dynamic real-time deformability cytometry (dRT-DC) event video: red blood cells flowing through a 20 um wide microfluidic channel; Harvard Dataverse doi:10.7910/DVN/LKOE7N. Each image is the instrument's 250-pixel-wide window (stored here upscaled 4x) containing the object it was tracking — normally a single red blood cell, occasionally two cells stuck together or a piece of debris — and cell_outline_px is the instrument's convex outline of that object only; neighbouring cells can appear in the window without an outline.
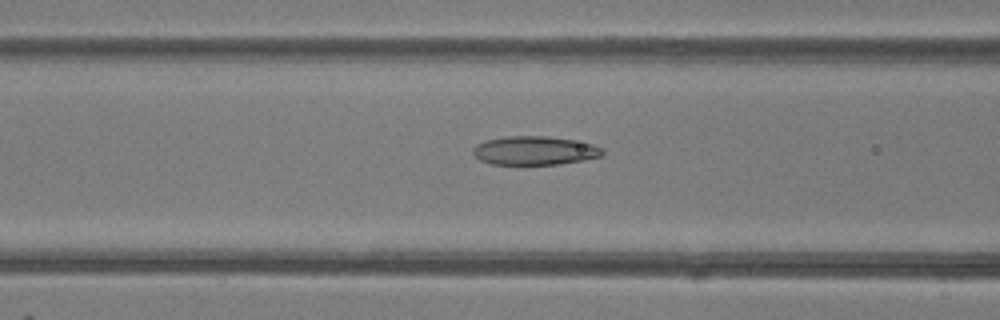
{"species": "common noctule bat (a hibernating species)", "species_latin": "Nyctalus noctula", "temperature_condition": "room temperature", "stored_images_in_passage": 49, "camera_frame_rate_fps": 3000, "um_per_image_px": 0.085, "animal": {"sex": "female"}, "frame": {"image": 1, "passage_image": 20, "time_ms": 6.333, "image_size_px": [1000, 320], "cell_outline_px": [[604, 156], [584, 160], [560, 164], [492, 164], [480, 160], [472, 152], [472, 148], [476, 144], [484, 140], [504, 136], [548, 136], [572, 140], [592, 144], [600, 148], [604, 152]], "centroid_in_image_um": [45.42, 12.79], "position_along_channel_um": 121.2, "area_um2": 21.73}}
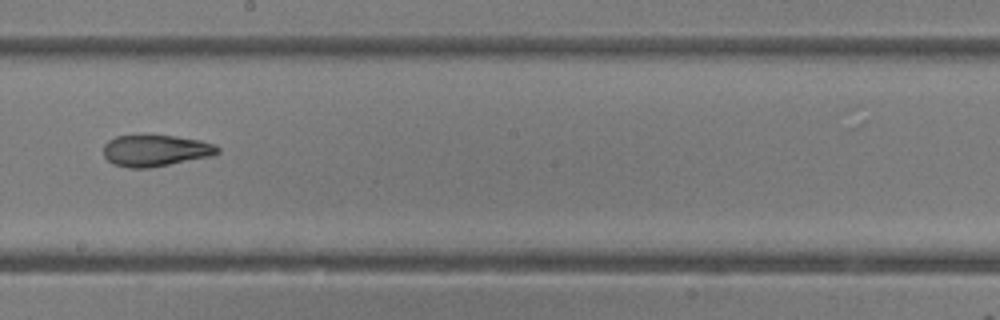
{"frame": {"image": 2, "passage_image": 28, "time_ms": 9.0, "image_size_px": [1000, 320], "cell_outline_px": [[220, 152], [212, 156], [148, 168], [128, 168], [112, 164], [104, 156], [104, 144], [108, 140], [116, 136], [176, 136], [200, 140], [212, 144], [220, 148]], "centroid_in_image_um": [13.21, 12.81], "position_along_channel_um": 235.0, "area_um2": 20.81}}
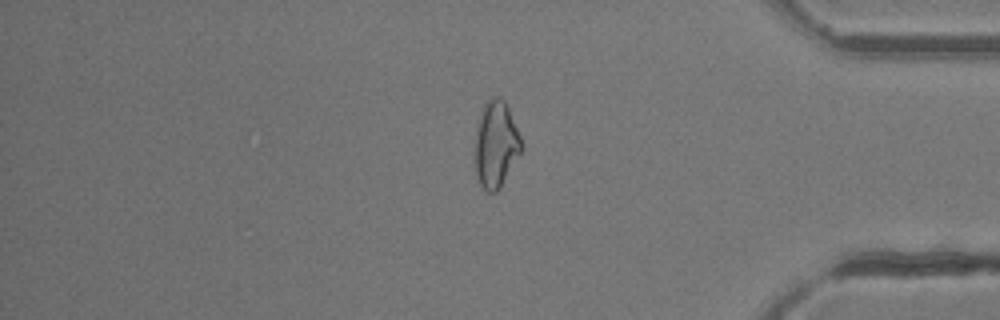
{"frame": {"image": 3, "passage_image": 41, "time_ms": 13.333, "image_size_px": [1000, 320], "cell_outline_px": [[524, 148], [500, 188], [496, 192], [488, 192], [480, 184], [476, 176], [476, 136], [480, 112], [484, 104], [492, 96], [500, 96], [504, 100], [508, 108], [520, 136]], "centroid_in_image_um": [42.17, 12.27], "position_along_channel_um": 393.0, "area_um2": 23.24}, "authors_computed_cell_mechanics": {"area_um2": 23.2356, "velocity_mm_per_s": 4.2686, "shape_relaxation_time_tau1_ms": null, "shape_relaxation_time_tau2_ms": 3.0639, "deformation_change_tau1": null, "deformation_change_tau2": 0.0932}}